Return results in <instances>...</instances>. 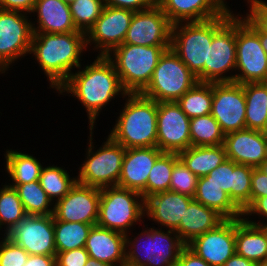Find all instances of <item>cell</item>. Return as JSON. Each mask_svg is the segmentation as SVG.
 Here are the masks:
<instances>
[{
    "mask_svg": "<svg viewBox=\"0 0 267 266\" xmlns=\"http://www.w3.org/2000/svg\"><path fill=\"white\" fill-rule=\"evenodd\" d=\"M91 61L74 71L55 93L78 99L87 113V127L96 129V120L103 114L102 110L109 104H114L112 101L117 97L119 100V97L124 98L128 93L122 87L114 64L107 56L97 55Z\"/></svg>",
    "mask_w": 267,
    "mask_h": 266,
    "instance_id": "1",
    "label": "cell"
},
{
    "mask_svg": "<svg viewBox=\"0 0 267 266\" xmlns=\"http://www.w3.org/2000/svg\"><path fill=\"white\" fill-rule=\"evenodd\" d=\"M86 34L34 33L30 53L32 60L47 77L53 93L81 66L87 50Z\"/></svg>",
    "mask_w": 267,
    "mask_h": 266,
    "instance_id": "2",
    "label": "cell"
},
{
    "mask_svg": "<svg viewBox=\"0 0 267 266\" xmlns=\"http://www.w3.org/2000/svg\"><path fill=\"white\" fill-rule=\"evenodd\" d=\"M123 102L108 135L125 149L157 147V102L140 93H128Z\"/></svg>",
    "mask_w": 267,
    "mask_h": 266,
    "instance_id": "3",
    "label": "cell"
},
{
    "mask_svg": "<svg viewBox=\"0 0 267 266\" xmlns=\"http://www.w3.org/2000/svg\"><path fill=\"white\" fill-rule=\"evenodd\" d=\"M148 226L143 225L135 236L132 230L126 235L125 262L134 266H175L186 245L174 230Z\"/></svg>",
    "mask_w": 267,
    "mask_h": 266,
    "instance_id": "4",
    "label": "cell"
},
{
    "mask_svg": "<svg viewBox=\"0 0 267 266\" xmlns=\"http://www.w3.org/2000/svg\"><path fill=\"white\" fill-rule=\"evenodd\" d=\"M168 49L170 45L122 44L107 57L114 64L124 90L127 93H141L150 82L160 57Z\"/></svg>",
    "mask_w": 267,
    "mask_h": 266,
    "instance_id": "5",
    "label": "cell"
},
{
    "mask_svg": "<svg viewBox=\"0 0 267 266\" xmlns=\"http://www.w3.org/2000/svg\"><path fill=\"white\" fill-rule=\"evenodd\" d=\"M88 146L85 160L81 162L75 175L77 182L86 186L97 188L117 186L121 174V167L125 155V148L115 142L109 135L104 138L101 146L93 142L95 128H88ZM95 148V149H94ZM79 171V172H78Z\"/></svg>",
    "mask_w": 267,
    "mask_h": 266,
    "instance_id": "6",
    "label": "cell"
},
{
    "mask_svg": "<svg viewBox=\"0 0 267 266\" xmlns=\"http://www.w3.org/2000/svg\"><path fill=\"white\" fill-rule=\"evenodd\" d=\"M144 210L145 200L141 193L118 186L104 187L100 189L96 225L127 235L136 225L145 224Z\"/></svg>",
    "mask_w": 267,
    "mask_h": 266,
    "instance_id": "7",
    "label": "cell"
},
{
    "mask_svg": "<svg viewBox=\"0 0 267 266\" xmlns=\"http://www.w3.org/2000/svg\"><path fill=\"white\" fill-rule=\"evenodd\" d=\"M235 68L236 11L230 8L213 19V39L204 62V82H234Z\"/></svg>",
    "mask_w": 267,
    "mask_h": 266,
    "instance_id": "8",
    "label": "cell"
},
{
    "mask_svg": "<svg viewBox=\"0 0 267 266\" xmlns=\"http://www.w3.org/2000/svg\"><path fill=\"white\" fill-rule=\"evenodd\" d=\"M241 12L236 13V68L234 82L238 84L265 82L267 54L258 28Z\"/></svg>",
    "mask_w": 267,
    "mask_h": 266,
    "instance_id": "9",
    "label": "cell"
},
{
    "mask_svg": "<svg viewBox=\"0 0 267 266\" xmlns=\"http://www.w3.org/2000/svg\"><path fill=\"white\" fill-rule=\"evenodd\" d=\"M213 39V19L181 22L172 25L170 48L196 76L204 82V62Z\"/></svg>",
    "mask_w": 267,
    "mask_h": 266,
    "instance_id": "10",
    "label": "cell"
},
{
    "mask_svg": "<svg viewBox=\"0 0 267 266\" xmlns=\"http://www.w3.org/2000/svg\"><path fill=\"white\" fill-rule=\"evenodd\" d=\"M196 76L170 48L160 57L141 95L159 102L177 101L197 83Z\"/></svg>",
    "mask_w": 267,
    "mask_h": 266,
    "instance_id": "11",
    "label": "cell"
},
{
    "mask_svg": "<svg viewBox=\"0 0 267 266\" xmlns=\"http://www.w3.org/2000/svg\"><path fill=\"white\" fill-rule=\"evenodd\" d=\"M31 20L29 14L0 9V75L29 55L34 34Z\"/></svg>",
    "mask_w": 267,
    "mask_h": 266,
    "instance_id": "12",
    "label": "cell"
},
{
    "mask_svg": "<svg viewBox=\"0 0 267 266\" xmlns=\"http://www.w3.org/2000/svg\"><path fill=\"white\" fill-rule=\"evenodd\" d=\"M5 237L29 255L56 256L53 215H26Z\"/></svg>",
    "mask_w": 267,
    "mask_h": 266,
    "instance_id": "13",
    "label": "cell"
},
{
    "mask_svg": "<svg viewBox=\"0 0 267 266\" xmlns=\"http://www.w3.org/2000/svg\"><path fill=\"white\" fill-rule=\"evenodd\" d=\"M133 15L131 10L105 5L100 17L86 34L89 51L94 50L97 55L107 56L114 48L122 45Z\"/></svg>",
    "mask_w": 267,
    "mask_h": 266,
    "instance_id": "14",
    "label": "cell"
},
{
    "mask_svg": "<svg viewBox=\"0 0 267 266\" xmlns=\"http://www.w3.org/2000/svg\"><path fill=\"white\" fill-rule=\"evenodd\" d=\"M190 146V118L175 101L157 103V147L179 154Z\"/></svg>",
    "mask_w": 267,
    "mask_h": 266,
    "instance_id": "15",
    "label": "cell"
},
{
    "mask_svg": "<svg viewBox=\"0 0 267 266\" xmlns=\"http://www.w3.org/2000/svg\"><path fill=\"white\" fill-rule=\"evenodd\" d=\"M245 110L246 100L242 84L213 83L211 115L225 134L246 129Z\"/></svg>",
    "mask_w": 267,
    "mask_h": 266,
    "instance_id": "16",
    "label": "cell"
},
{
    "mask_svg": "<svg viewBox=\"0 0 267 266\" xmlns=\"http://www.w3.org/2000/svg\"><path fill=\"white\" fill-rule=\"evenodd\" d=\"M172 23L155 3L134 12L123 44L140 46L171 45Z\"/></svg>",
    "mask_w": 267,
    "mask_h": 266,
    "instance_id": "17",
    "label": "cell"
},
{
    "mask_svg": "<svg viewBox=\"0 0 267 266\" xmlns=\"http://www.w3.org/2000/svg\"><path fill=\"white\" fill-rule=\"evenodd\" d=\"M99 203L100 188L76 182L62 199L54 203L53 217L65 222L96 225Z\"/></svg>",
    "mask_w": 267,
    "mask_h": 266,
    "instance_id": "18",
    "label": "cell"
},
{
    "mask_svg": "<svg viewBox=\"0 0 267 266\" xmlns=\"http://www.w3.org/2000/svg\"><path fill=\"white\" fill-rule=\"evenodd\" d=\"M186 246L209 265L223 266L236 253L235 219H225Z\"/></svg>",
    "mask_w": 267,
    "mask_h": 266,
    "instance_id": "19",
    "label": "cell"
},
{
    "mask_svg": "<svg viewBox=\"0 0 267 266\" xmlns=\"http://www.w3.org/2000/svg\"><path fill=\"white\" fill-rule=\"evenodd\" d=\"M223 146L227 159L257 168L266 160L267 134L247 128L233 131L225 134Z\"/></svg>",
    "mask_w": 267,
    "mask_h": 266,
    "instance_id": "20",
    "label": "cell"
},
{
    "mask_svg": "<svg viewBox=\"0 0 267 266\" xmlns=\"http://www.w3.org/2000/svg\"><path fill=\"white\" fill-rule=\"evenodd\" d=\"M163 152L158 147L125 149L118 187L135 190L146 199V185L151 168Z\"/></svg>",
    "mask_w": 267,
    "mask_h": 266,
    "instance_id": "21",
    "label": "cell"
},
{
    "mask_svg": "<svg viewBox=\"0 0 267 266\" xmlns=\"http://www.w3.org/2000/svg\"><path fill=\"white\" fill-rule=\"evenodd\" d=\"M156 4L172 24L214 19L230 9L227 0H156Z\"/></svg>",
    "mask_w": 267,
    "mask_h": 266,
    "instance_id": "22",
    "label": "cell"
},
{
    "mask_svg": "<svg viewBox=\"0 0 267 266\" xmlns=\"http://www.w3.org/2000/svg\"><path fill=\"white\" fill-rule=\"evenodd\" d=\"M192 200L193 197L172 191L154 194L145 199V220L158 224V228L175 231Z\"/></svg>",
    "mask_w": 267,
    "mask_h": 266,
    "instance_id": "23",
    "label": "cell"
},
{
    "mask_svg": "<svg viewBox=\"0 0 267 266\" xmlns=\"http://www.w3.org/2000/svg\"><path fill=\"white\" fill-rule=\"evenodd\" d=\"M30 16L36 20H32L34 33L81 32L76 29L70 7L63 0H36Z\"/></svg>",
    "mask_w": 267,
    "mask_h": 266,
    "instance_id": "24",
    "label": "cell"
},
{
    "mask_svg": "<svg viewBox=\"0 0 267 266\" xmlns=\"http://www.w3.org/2000/svg\"><path fill=\"white\" fill-rule=\"evenodd\" d=\"M125 237L122 233L95 225L89 232L85 249L90 258L119 266L125 262Z\"/></svg>",
    "mask_w": 267,
    "mask_h": 266,
    "instance_id": "25",
    "label": "cell"
},
{
    "mask_svg": "<svg viewBox=\"0 0 267 266\" xmlns=\"http://www.w3.org/2000/svg\"><path fill=\"white\" fill-rule=\"evenodd\" d=\"M224 220L225 218L215 209L206 207L193 199L185 210V214L175 232L182 242L187 245L196 237L216 228Z\"/></svg>",
    "mask_w": 267,
    "mask_h": 266,
    "instance_id": "26",
    "label": "cell"
},
{
    "mask_svg": "<svg viewBox=\"0 0 267 266\" xmlns=\"http://www.w3.org/2000/svg\"><path fill=\"white\" fill-rule=\"evenodd\" d=\"M236 254L255 263L267 261L265 226L247 222L243 217L235 219Z\"/></svg>",
    "mask_w": 267,
    "mask_h": 266,
    "instance_id": "27",
    "label": "cell"
},
{
    "mask_svg": "<svg viewBox=\"0 0 267 266\" xmlns=\"http://www.w3.org/2000/svg\"><path fill=\"white\" fill-rule=\"evenodd\" d=\"M27 151L21 152L17 149H6L4 154L5 173L9 177L10 183L7 184H24L33 181H39L41 170L44 163ZM39 159V160H38Z\"/></svg>",
    "mask_w": 267,
    "mask_h": 266,
    "instance_id": "28",
    "label": "cell"
},
{
    "mask_svg": "<svg viewBox=\"0 0 267 266\" xmlns=\"http://www.w3.org/2000/svg\"><path fill=\"white\" fill-rule=\"evenodd\" d=\"M193 199L206 207L215 209L225 219L243 217L242 210L232 201L229 194L206 177H200Z\"/></svg>",
    "mask_w": 267,
    "mask_h": 266,
    "instance_id": "29",
    "label": "cell"
},
{
    "mask_svg": "<svg viewBox=\"0 0 267 266\" xmlns=\"http://www.w3.org/2000/svg\"><path fill=\"white\" fill-rule=\"evenodd\" d=\"M178 155L187 168L199 178L207 176L227 160L223 144L218 146H190Z\"/></svg>",
    "mask_w": 267,
    "mask_h": 266,
    "instance_id": "30",
    "label": "cell"
},
{
    "mask_svg": "<svg viewBox=\"0 0 267 266\" xmlns=\"http://www.w3.org/2000/svg\"><path fill=\"white\" fill-rule=\"evenodd\" d=\"M246 128L265 131L267 124V85L264 82L245 83Z\"/></svg>",
    "mask_w": 267,
    "mask_h": 266,
    "instance_id": "31",
    "label": "cell"
},
{
    "mask_svg": "<svg viewBox=\"0 0 267 266\" xmlns=\"http://www.w3.org/2000/svg\"><path fill=\"white\" fill-rule=\"evenodd\" d=\"M95 225L80 222H65L54 218L56 253L83 248L90 230Z\"/></svg>",
    "mask_w": 267,
    "mask_h": 266,
    "instance_id": "32",
    "label": "cell"
},
{
    "mask_svg": "<svg viewBox=\"0 0 267 266\" xmlns=\"http://www.w3.org/2000/svg\"><path fill=\"white\" fill-rule=\"evenodd\" d=\"M213 83L197 82L176 102L190 118L211 114Z\"/></svg>",
    "mask_w": 267,
    "mask_h": 266,
    "instance_id": "33",
    "label": "cell"
},
{
    "mask_svg": "<svg viewBox=\"0 0 267 266\" xmlns=\"http://www.w3.org/2000/svg\"><path fill=\"white\" fill-rule=\"evenodd\" d=\"M47 165H44L41 170L39 182L48 197L55 203L62 199L76 184L77 177L70 176L65 167L54 164Z\"/></svg>",
    "mask_w": 267,
    "mask_h": 266,
    "instance_id": "34",
    "label": "cell"
},
{
    "mask_svg": "<svg viewBox=\"0 0 267 266\" xmlns=\"http://www.w3.org/2000/svg\"><path fill=\"white\" fill-rule=\"evenodd\" d=\"M8 185L16 189L27 215H53L54 203L39 181Z\"/></svg>",
    "mask_w": 267,
    "mask_h": 266,
    "instance_id": "35",
    "label": "cell"
},
{
    "mask_svg": "<svg viewBox=\"0 0 267 266\" xmlns=\"http://www.w3.org/2000/svg\"><path fill=\"white\" fill-rule=\"evenodd\" d=\"M191 146L222 145L225 133L211 114L190 119Z\"/></svg>",
    "mask_w": 267,
    "mask_h": 266,
    "instance_id": "36",
    "label": "cell"
},
{
    "mask_svg": "<svg viewBox=\"0 0 267 266\" xmlns=\"http://www.w3.org/2000/svg\"><path fill=\"white\" fill-rule=\"evenodd\" d=\"M0 187V229L4 234L8 232L27 214L16 189L6 182Z\"/></svg>",
    "mask_w": 267,
    "mask_h": 266,
    "instance_id": "37",
    "label": "cell"
},
{
    "mask_svg": "<svg viewBox=\"0 0 267 266\" xmlns=\"http://www.w3.org/2000/svg\"><path fill=\"white\" fill-rule=\"evenodd\" d=\"M179 159L177 153L163 152L155 161L150 170L146 185V198L169 191L172 170L175 162Z\"/></svg>",
    "mask_w": 267,
    "mask_h": 266,
    "instance_id": "38",
    "label": "cell"
},
{
    "mask_svg": "<svg viewBox=\"0 0 267 266\" xmlns=\"http://www.w3.org/2000/svg\"><path fill=\"white\" fill-rule=\"evenodd\" d=\"M104 0H75L69 5L73 23L85 34L94 26L104 8Z\"/></svg>",
    "mask_w": 267,
    "mask_h": 266,
    "instance_id": "39",
    "label": "cell"
},
{
    "mask_svg": "<svg viewBox=\"0 0 267 266\" xmlns=\"http://www.w3.org/2000/svg\"><path fill=\"white\" fill-rule=\"evenodd\" d=\"M253 167L234 162V180L231 187L232 201L244 212L250 206Z\"/></svg>",
    "mask_w": 267,
    "mask_h": 266,
    "instance_id": "40",
    "label": "cell"
},
{
    "mask_svg": "<svg viewBox=\"0 0 267 266\" xmlns=\"http://www.w3.org/2000/svg\"><path fill=\"white\" fill-rule=\"evenodd\" d=\"M199 177L192 173L179 158L173 167L169 191L193 197Z\"/></svg>",
    "mask_w": 267,
    "mask_h": 266,
    "instance_id": "41",
    "label": "cell"
},
{
    "mask_svg": "<svg viewBox=\"0 0 267 266\" xmlns=\"http://www.w3.org/2000/svg\"><path fill=\"white\" fill-rule=\"evenodd\" d=\"M29 254L7 237L0 240V266H24Z\"/></svg>",
    "mask_w": 267,
    "mask_h": 266,
    "instance_id": "42",
    "label": "cell"
},
{
    "mask_svg": "<svg viewBox=\"0 0 267 266\" xmlns=\"http://www.w3.org/2000/svg\"><path fill=\"white\" fill-rule=\"evenodd\" d=\"M205 177L228 193L231 198V187H233L234 180V161L225 160Z\"/></svg>",
    "mask_w": 267,
    "mask_h": 266,
    "instance_id": "43",
    "label": "cell"
},
{
    "mask_svg": "<svg viewBox=\"0 0 267 266\" xmlns=\"http://www.w3.org/2000/svg\"><path fill=\"white\" fill-rule=\"evenodd\" d=\"M248 9L243 14L262 32L267 34V1L244 0Z\"/></svg>",
    "mask_w": 267,
    "mask_h": 266,
    "instance_id": "44",
    "label": "cell"
},
{
    "mask_svg": "<svg viewBox=\"0 0 267 266\" xmlns=\"http://www.w3.org/2000/svg\"><path fill=\"white\" fill-rule=\"evenodd\" d=\"M253 216H254V218H253ZM243 218L251 224H254L257 226H267V196L257 198L243 212ZM256 218H258L259 220L256 221L255 220Z\"/></svg>",
    "mask_w": 267,
    "mask_h": 266,
    "instance_id": "45",
    "label": "cell"
},
{
    "mask_svg": "<svg viewBox=\"0 0 267 266\" xmlns=\"http://www.w3.org/2000/svg\"><path fill=\"white\" fill-rule=\"evenodd\" d=\"M85 247L56 253V266H85L89 259Z\"/></svg>",
    "mask_w": 267,
    "mask_h": 266,
    "instance_id": "46",
    "label": "cell"
},
{
    "mask_svg": "<svg viewBox=\"0 0 267 266\" xmlns=\"http://www.w3.org/2000/svg\"><path fill=\"white\" fill-rule=\"evenodd\" d=\"M267 196V175L258 168H253L251 177L250 205L259 197Z\"/></svg>",
    "mask_w": 267,
    "mask_h": 266,
    "instance_id": "47",
    "label": "cell"
},
{
    "mask_svg": "<svg viewBox=\"0 0 267 266\" xmlns=\"http://www.w3.org/2000/svg\"><path fill=\"white\" fill-rule=\"evenodd\" d=\"M155 3L156 0H104L106 6L123 8L133 12L149 9Z\"/></svg>",
    "mask_w": 267,
    "mask_h": 266,
    "instance_id": "48",
    "label": "cell"
},
{
    "mask_svg": "<svg viewBox=\"0 0 267 266\" xmlns=\"http://www.w3.org/2000/svg\"><path fill=\"white\" fill-rule=\"evenodd\" d=\"M36 0H0V9L31 14Z\"/></svg>",
    "mask_w": 267,
    "mask_h": 266,
    "instance_id": "49",
    "label": "cell"
},
{
    "mask_svg": "<svg viewBox=\"0 0 267 266\" xmlns=\"http://www.w3.org/2000/svg\"><path fill=\"white\" fill-rule=\"evenodd\" d=\"M175 266H211L187 246H185L178 257V261Z\"/></svg>",
    "mask_w": 267,
    "mask_h": 266,
    "instance_id": "50",
    "label": "cell"
},
{
    "mask_svg": "<svg viewBox=\"0 0 267 266\" xmlns=\"http://www.w3.org/2000/svg\"><path fill=\"white\" fill-rule=\"evenodd\" d=\"M24 266H56V256L29 255Z\"/></svg>",
    "mask_w": 267,
    "mask_h": 266,
    "instance_id": "51",
    "label": "cell"
},
{
    "mask_svg": "<svg viewBox=\"0 0 267 266\" xmlns=\"http://www.w3.org/2000/svg\"><path fill=\"white\" fill-rule=\"evenodd\" d=\"M223 266H257V263L247 260L243 256L235 253L224 263Z\"/></svg>",
    "mask_w": 267,
    "mask_h": 266,
    "instance_id": "52",
    "label": "cell"
},
{
    "mask_svg": "<svg viewBox=\"0 0 267 266\" xmlns=\"http://www.w3.org/2000/svg\"><path fill=\"white\" fill-rule=\"evenodd\" d=\"M258 36L260 38V43L264 49V51L267 54V34L262 33L259 29H258Z\"/></svg>",
    "mask_w": 267,
    "mask_h": 266,
    "instance_id": "53",
    "label": "cell"
},
{
    "mask_svg": "<svg viewBox=\"0 0 267 266\" xmlns=\"http://www.w3.org/2000/svg\"><path fill=\"white\" fill-rule=\"evenodd\" d=\"M85 266H114L112 264H106V263H102L100 261H97L95 259L89 258L87 260V263Z\"/></svg>",
    "mask_w": 267,
    "mask_h": 266,
    "instance_id": "54",
    "label": "cell"
},
{
    "mask_svg": "<svg viewBox=\"0 0 267 266\" xmlns=\"http://www.w3.org/2000/svg\"><path fill=\"white\" fill-rule=\"evenodd\" d=\"M257 168L267 175V160H264Z\"/></svg>",
    "mask_w": 267,
    "mask_h": 266,
    "instance_id": "55",
    "label": "cell"
},
{
    "mask_svg": "<svg viewBox=\"0 0 267 266\" xmlns=\"http://www.w3.org/2000/svg\"><path fill=\"white\" fill-rule=\"evenodd\" d=\"M66 4L70 5L72 4L75 0H63Z\"/></svg>",
    "mask_w": 267,
    "mask_h": 266,
    "instance_id": "56",
    "label": "cell"
},
{
    "mask_svg": "<svg viewBox=\"0 0 267 266\" xmlns=\"http://www.w3.org/2000/svg\"><path fill=\"white\" fill-rule=\"evenodd\" d=\"M257 266H267V261H264L262 263H258Z\"/></svg>",
    "mask_w": 267,
    "mask_h": 266,
    "instance_id": "57",
    "label": "cell"
},
{
    "mask_svg": "<svg viewBox=\"0 0 267 266\" xmlns=\"http://www.w3.org/2000/svg\"><path fill=\"white\" fill-rule=\"evenodd\" d=\"M119 266H134V265H132V264H129V263H127V262H124V263H122L121 265H119Z\"/></svg>",
    "mask_w": 267,
    "mask_h": 266,
    "instance_id": "58",
    "label": "cell"
},
{
    "mask_svg": "<svg viewBox=\"0 0 267 266\" xmlns=\"http://www.w3.org/2000/svg\"><path fill=\"white\" fill-rule=\"evenodd\" d=\"M0 239H2L4 236H5V234L4 233H2V230L0 229Z\"/></svg>",
    "mask_w": 267,
    "mask_h": 266,
    "instance_id": "59",
    "label": "cell"
},
{
    "mask_svg": "<svg viewBox=\"0 0 267 266\" xmlns=\"http://www.w3.org/2000/svg\"><path fill=\"white\" fill-rule=\"evenodd\" d=\"M265 234H266V239H267V226H265Z\"/></svg>",
    "mask_w": 267,
    "mask_h": 266,
    "instance_id": "60",
    "label": "cell"
},
{
    "mask_svg": "<svg viewBox=\"0 0 267 266\" xmlns=\"http://www.w3.org/2000/svg\"><path fill=\"white\" fill-rule=\"evenodd\" d=\"M264 132L267 134V124H266V128H265V131Z\"/></svg>",
    "mask_w": 267,
    "mask_h": 266,
    "instance_id": "61",
    "label": "cell"
}]
</instances>
